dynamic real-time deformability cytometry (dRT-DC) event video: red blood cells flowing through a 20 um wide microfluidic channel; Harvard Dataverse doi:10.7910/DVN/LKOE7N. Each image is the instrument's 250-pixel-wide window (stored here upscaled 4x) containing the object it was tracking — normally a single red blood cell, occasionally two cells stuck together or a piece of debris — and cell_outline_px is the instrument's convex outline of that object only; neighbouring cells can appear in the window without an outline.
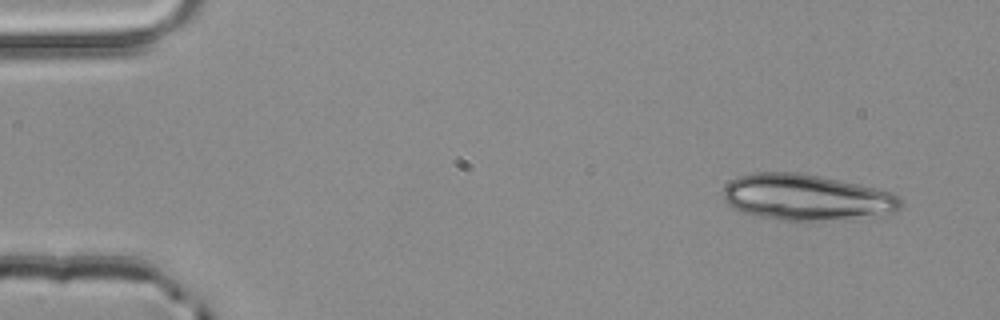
{"species": "common noctule bat (a hibernating species)", "species_latin": "Nyctalus noctula", "temperature_condition": "room temperature", "stored_images_in_passage": 3, "camera_frame_rate_fps": 3000, "um_per_image_px": 0.085, "animal": {"sex": "male", "body_mass_g": 20.4}, "frame": {"image": 1, "passage_image": 1, "time_ms": 0.0, "image_size_px": [1000, 320], "cell_outline_px": [[904, 204], [896, 212], [884, 216], [824, 220], [780, 220], [756, 216], [740, 212], [732, 208], [724, 200], [724, 188], [732, 180], [740, 176], [752, 172], [796, 172], [820, 176], [840, 180], [876, 188], [892, 192], [904, 200]], "centroid_in_image_um": [68.6, 16.78], "position_along_channel_um": 16.4, "area_um2": 48.09}}